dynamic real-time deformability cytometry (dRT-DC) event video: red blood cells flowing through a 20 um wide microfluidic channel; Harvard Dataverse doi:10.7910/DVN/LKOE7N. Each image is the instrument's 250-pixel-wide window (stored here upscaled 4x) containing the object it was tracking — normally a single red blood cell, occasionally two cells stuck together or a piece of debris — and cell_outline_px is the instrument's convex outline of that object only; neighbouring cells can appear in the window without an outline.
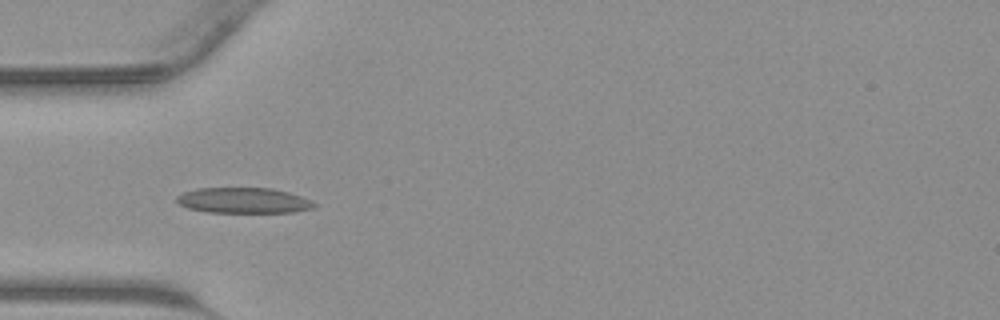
{"species": "common noctule bat (a hibernating species)", "species_latin": "Nyctalus noctula", "temperature_condition": "warm", "stored_images_in_passage": 31, "camera_frame_rate_fps": 3000, "um_per_image_px": 0.085, "animal": {"sex": "male", "body_mass_g": 23.1, "forearm_length_mm": 52.7}, "frame": {"image": 1, "passage_image": 1, "time_ms": 0.0, "image_size_px": [1000, 320], "cell_outline_px": [[316, 204], [312, 208], [292, 212], [208, 212], [188, 208], [180, 204], [176, 200], [176, 196], [184, 192], [196, 188], [272, 188], [288, 192], [300, 196]], "centroid_in_image_um": [20.65, 17.03], "position_along_channel_um": 64.3, "area_um2": 20.23}}
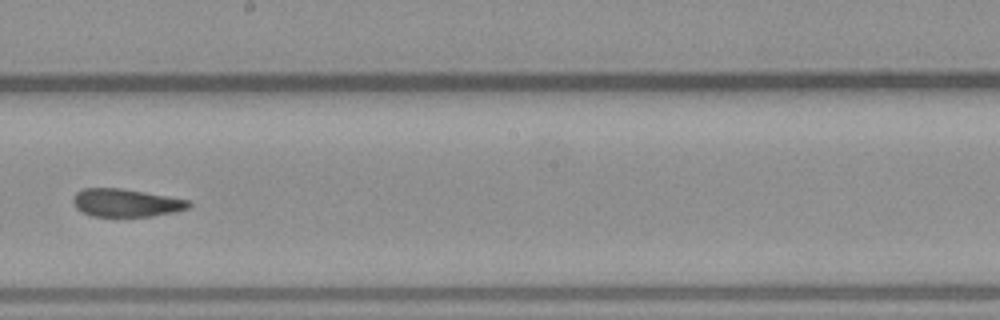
{"frame": {"image": 2, "passage_image": 12, "time_ms": 3.667, "image_size_px": [1000, 320], "cell_outline_px": [[192, 204], [188, 208], [172, 212], [152, 216], [92, 216], [76, 208], [72, 200], [72, 196], [76, 192], [84, 188], [120, 188], [192, 200]], "centroid_in_image_um": [10.71, 17.23], "position_along_channel_um": 237.5, "area_um2": 18.79}}
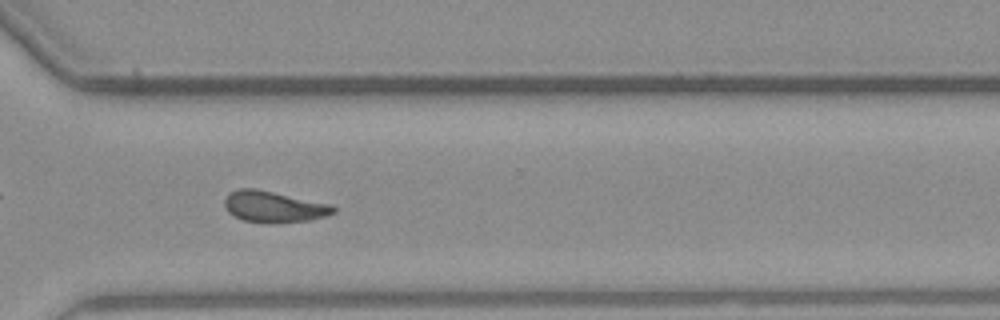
{"frame": {"image": 3, "passage_image": 19, "time_ms": 6.0, "image_size_px": [1000, 320], "cell_outline_px": [[336, 212], [312, 220], [244, 220], [232, 216], [228, 212], [224, 204], [224, 200], [228, 192], [240, 188], [256, 188], [332, 204], [336, 208]], "centroid_in_image_um": [23.26, 17.51], "position_along_channel_um": 347.3, "area_um2": 19.19}}